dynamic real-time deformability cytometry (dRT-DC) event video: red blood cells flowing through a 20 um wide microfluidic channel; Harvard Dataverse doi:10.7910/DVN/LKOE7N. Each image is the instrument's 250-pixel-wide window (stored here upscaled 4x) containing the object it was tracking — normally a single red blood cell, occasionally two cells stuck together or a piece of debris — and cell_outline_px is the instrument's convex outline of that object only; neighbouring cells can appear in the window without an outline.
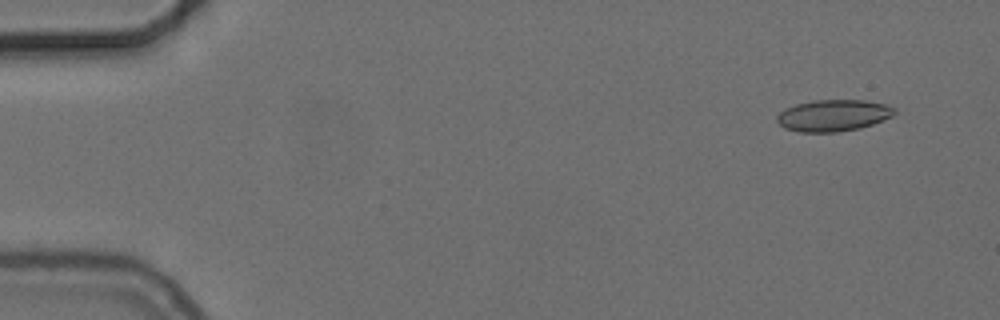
{"species": "common noctule bat (a hibernating species)", "species_latin": "Nyctalus noctula", "temperature_condition": "cold", "stored_images_in_passage": 55, "camera_frame_rate_fps": 3000, "um_per_image_px": 0.085, "animal": {"sex": "female", "body_mass_g": 24.6, "forearm_length_mm": 56.2}, "frame": {"image": 1, "passage_image": 4, "time_ms": 1.0, "image_size_px": [1000, 320], "cell_outline_px": [[896, 112], [892, 116], [872, 124], [860, 128], [836, 132], [800, 132], [784, 128], [776, 120], [776, 116], [784, 108], [796, 104], [816, 100], [864, 100], [888, 104], [896, 108]], "centroid_in_image_um": [70.83, 9.81], "position_along_channel_um": 14.2, "area_um2": 21.73}}
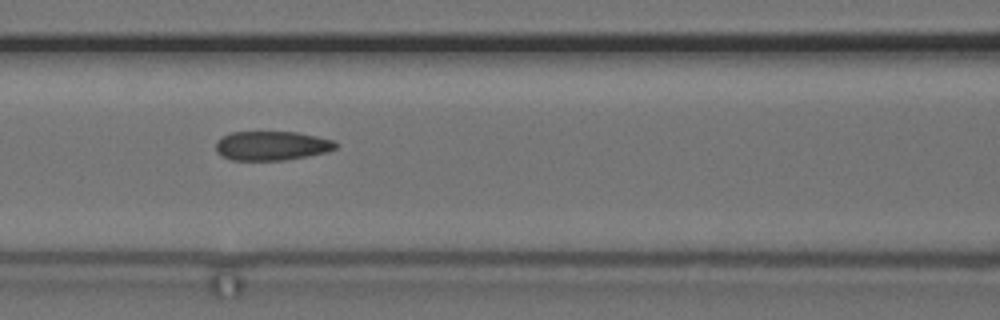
{"frame": {"image": 2, "passage_image": 24, "time_ms": 7.667, "image_size_px": [1000, 320], "cell_outline_px": [[340, 144], [336, 148], [328, 152], [308, 156], [284, 160], [232, 160], [220, 156], [216, 152], [216, 140], [220, 136], [232, 132], [296, 132], [316, 136], [332, 140]], "centroid_in_image_um": [23.08, 12.39], "position_along_channel_um": 143.5, "area_um2": 20.63}}
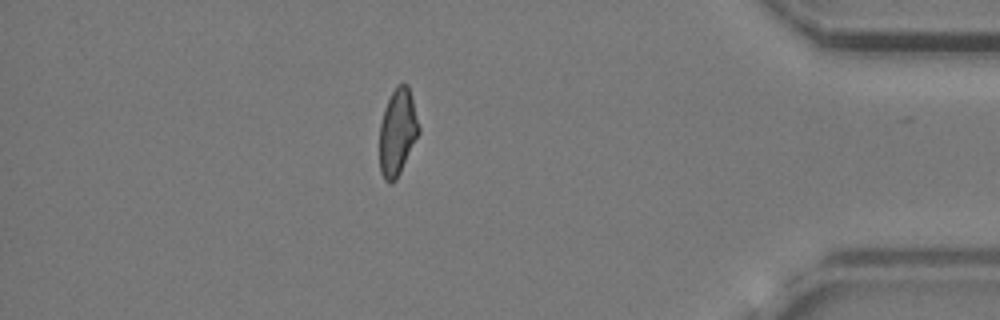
{"frame": {"image": 3, "passage_image": 48, "time_ms": 15.667, "image_size_px": [1000, 320], "cell_outline_px": [[420, 132], [396, 180], [392, 184], [388, 184], [384, 180], [380, 172], [380, 124], [384, 108], [396, 84], [408, 84], [420, 128]], "centroid_in_image_um": [33.78, 11.25], "position_along_channel_um": 401.4, "area_um2": 19.83}, "authors_computed_cell_mechanics": {"area_um2": 20.8658, "velocity_mm_per_s": 3.7268, "shape_relaxation_time_tau1_ms": null, "shape_relaxation_time_tau2_ms": 3.4955, "deformation_change_tau1": null, "deformation_change_tau2": 0.0982}}